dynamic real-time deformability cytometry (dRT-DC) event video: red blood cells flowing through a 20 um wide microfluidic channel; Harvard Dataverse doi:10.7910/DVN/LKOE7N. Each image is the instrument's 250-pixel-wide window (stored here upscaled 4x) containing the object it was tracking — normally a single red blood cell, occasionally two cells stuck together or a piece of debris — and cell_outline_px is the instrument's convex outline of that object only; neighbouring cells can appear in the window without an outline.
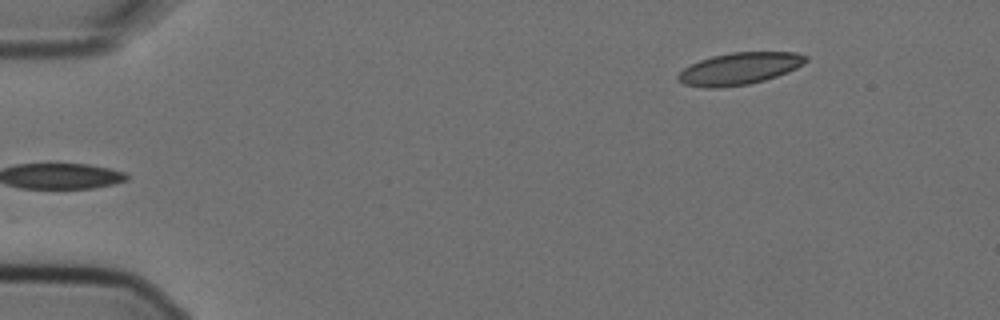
{"species": "Egyptian fruit bat (a non-hibernating species)", "species_latin": "Rousettus aegyptiacus", "temperature_condition": "cold", "stored_images_in_passage": 5, "segment_of_instrument_passage": [2, 2], "camera_frame_rate_fps": 3000, "um_per_image_px": 0.085, "animal": {"sex": "female"}, "frame": {"image": 1, "passage_image": 5, "time_ms": 1.333, "image_size_px": [1000, 320], "cell_outline_px": [[808, 60], [804, 64], [788, 72], [764, 80], [748, 84], [716, 88], [704, 88], [684, 84], [676, 80], [676, 76], [684, 68], [700, 60], [712, 56], [732, 52], [796, 52], [808, 56]], "centroid_in_image_um": [62.85, 5.83], "position_along_channel_um": 22.1, "area_um2": 23.87}}